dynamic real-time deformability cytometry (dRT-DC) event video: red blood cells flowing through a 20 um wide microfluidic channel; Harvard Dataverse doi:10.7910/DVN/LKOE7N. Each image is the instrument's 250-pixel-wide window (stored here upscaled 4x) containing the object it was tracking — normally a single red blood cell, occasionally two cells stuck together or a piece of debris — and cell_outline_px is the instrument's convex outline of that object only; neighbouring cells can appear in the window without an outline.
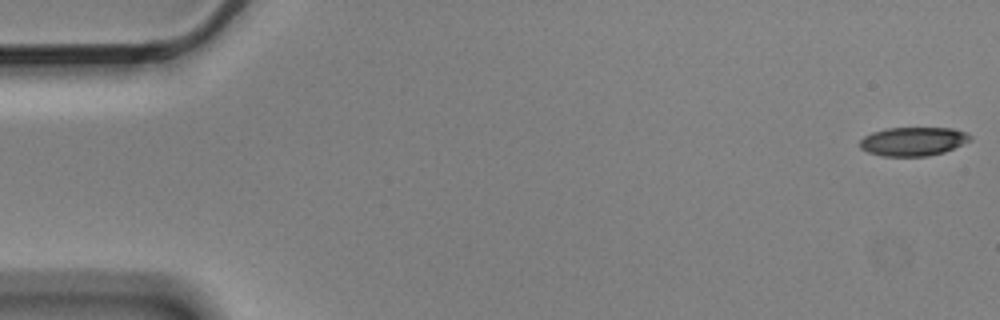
{"species": "Egyptian fruit bat (a non-hibernating species)", "species_latin": "Rousettus aegyptiacus", "temperature_condition": "cold", "stored_images_in_passage": 6, "segment_of_instrument_passage": [1, 2], "camera_frame_rate_fps": 3000, "um_per_image_px": 0.085, "animal": {"sex": "male"}, "frame": {"image": 1, "passage_image": 1, "time_ms": 0.0, "image_size_px": [1000, 320], "cell_outline_px": [[972, 140], [944, 152], [928, 156], [884, 156], [868, 152], [860, 148], [860, 140], [864, 136], [872, 132], [884, 128], [952, 128], [968, 132], [972, 136]], "centroid_in_image_um": [77.64, 12.01], "position_along_channel_um": 7.4, "area_um2": 18.61}}
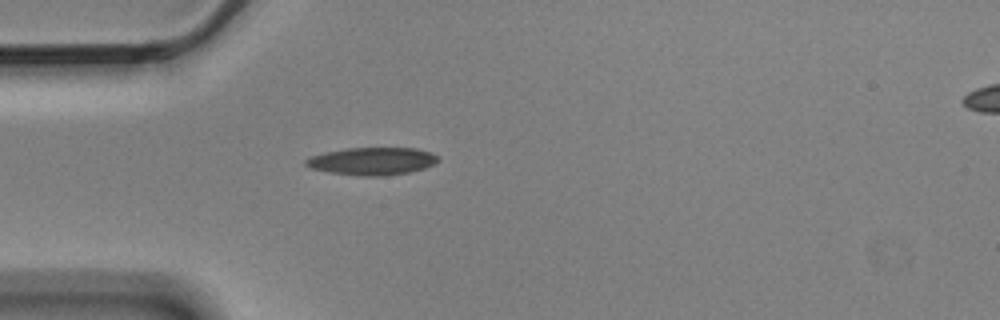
{"frame": {"image": 2, "passage_image": 5, "time_ms": 1.333, "image_size_px": [1000, 320], "cell_outline_px": [[440, 160], [436, 164], [424, 168], [408, 172], [380, 176], [364, 176], [328, 172], [308, 168], [304, 164], [304, 160], [312, 156], [324, 152], [348, 148], [416, 148], [432, 152], [440, 156]], "centroid_in_image_um": [31.65, 13.69], "position_along_channel_um": 53.3, "area_um2": 21.44}}